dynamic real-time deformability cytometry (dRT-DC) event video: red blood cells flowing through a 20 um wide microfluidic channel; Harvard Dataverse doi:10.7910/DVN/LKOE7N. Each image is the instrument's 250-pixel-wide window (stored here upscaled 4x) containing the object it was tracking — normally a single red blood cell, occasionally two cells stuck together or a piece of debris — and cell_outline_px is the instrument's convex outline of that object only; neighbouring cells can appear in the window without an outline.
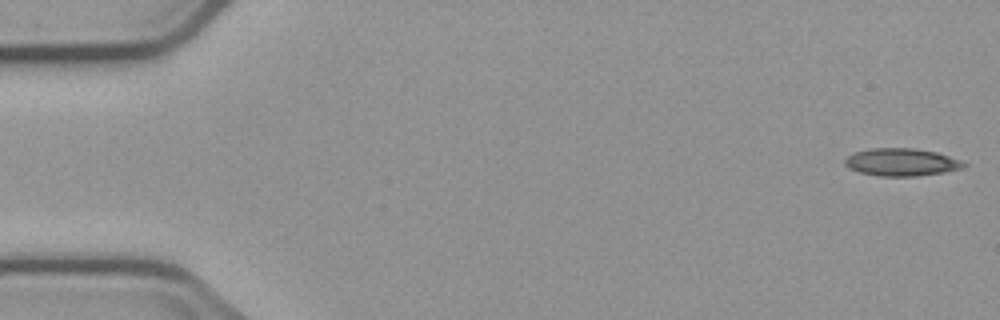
{"species": "common noctule bat (a hibernating species)", "species_latin": "Nyctalus noctula", "temperature_condition": "cold", "stored_images_in_passage": 5, "camera_frame_rate_fps": 3000, "um_per_image_px": 0.085, "animal": {"sex": "male", "body_mass_g": 23.1, "forearm_length_mm": 52.7}, "frame": {"image": 1, "passage_image": 1, "time_ms": 0.0, "image_size_px": [1000, 320], "cell_outline_px": [[968, 164], [964, 168], [944, 172], [916, 176], [880, 176], [860, 172], [848, 168], [844, 164], [844, 160], [848, 156], [856, 152], [872, 148], [916, 148], [936, 152], [960, 160]], "centroid_in_image_um": [76.64, 13.78], "position_along_channel_um": 8.4, "area_um2": 19.07}}
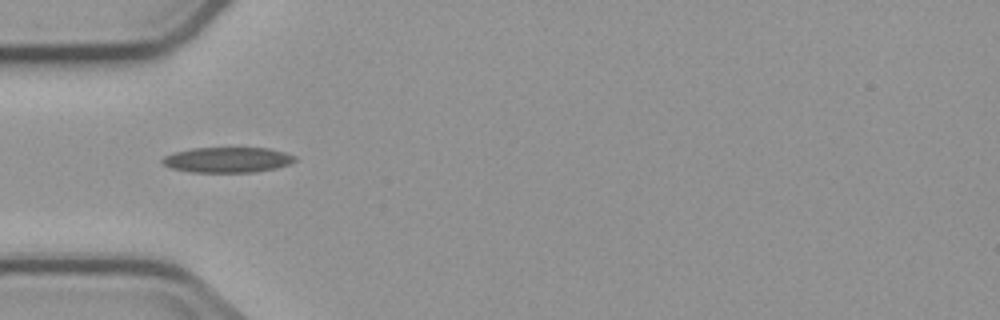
{"frame": {"image": 2, "passage_image": 5, "time_ms": 5.333, "image_size_px": [1000, 320], "cell_outline_px": [[296, 160], [288, 164], [276, 168], [252, 172], [192, 172], [172, 168], [164, 164], [160, 160], [164, 156], [172, 152], [192, 148], [268, 148], [284, 152], [296, 156]], "centroid_in_image_um": [19.31, 13.58], "position_along_channel_um": 65.7, "area_um2": 19.54}}